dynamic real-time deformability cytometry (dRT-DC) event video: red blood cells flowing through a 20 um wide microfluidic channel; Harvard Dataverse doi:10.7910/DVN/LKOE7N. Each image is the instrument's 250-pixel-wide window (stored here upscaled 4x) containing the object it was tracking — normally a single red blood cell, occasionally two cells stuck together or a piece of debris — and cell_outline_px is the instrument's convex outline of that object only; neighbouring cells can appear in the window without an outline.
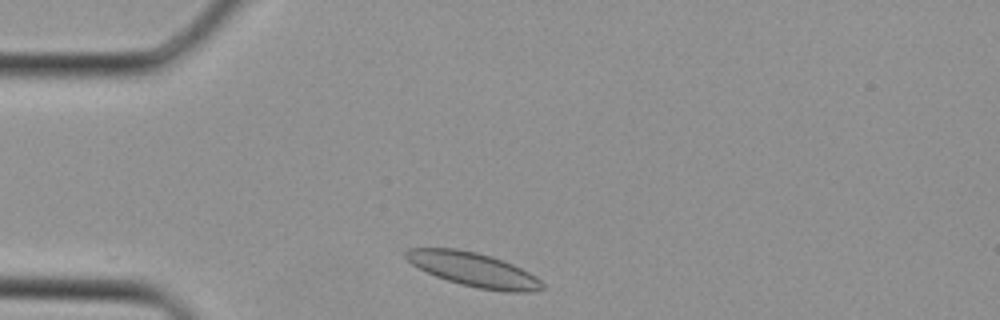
{"species": "Egyptian fruit bat (a non-hibernating species)", "species_latin": "Rousettus aegyptiacus", "temperature_condition": "cold", "stored_images_in_passage": 28, "camera_frame_rate_fps": 3000, "um_per_image_px": 0.085, "animal": {"sex": "female"}, "frame": {"image": 1, "passage_image": 1, "time_ms": 0.0, "image_size_px": [1000, 320], "cell_outline_px": [[544, 288], [532, 292], [504, 292], [476, 288], [460, 284], [436, 276], [412, 264], [404, 256], [404, 252], [408, 248], [456, 248], [476, 252], [492, 256], [512, 264], [536, 276], [544, 284]], "centroid_in_image_um": [40.27, 22.92], "position_along_channel_um": 44.7, "area_um2": 27.05}}
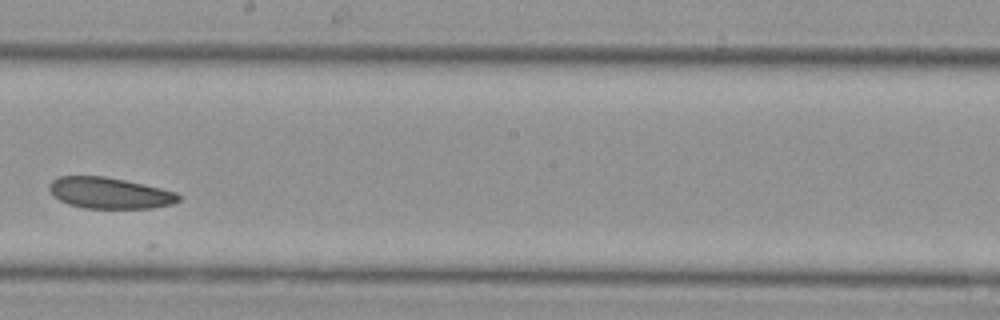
{"frame": {"image": 2, "passage_image": 13, "time_ms": 4.0, "image_size_px": [1000, 320], "cell_outline_px": [[180, 200], [172, 204], [152, 208], [84, 208], [68, 204], [52, 196], [48, 188], [48, 184], [52, 180], [60, 176], [104, 176], [124, 180], [160, 188], [176, 192], [180, 196]], "centroid_in_image_um": [9.27, 16.41], "position_along_channel_um": 238.9, "area_um2": 23.47}}
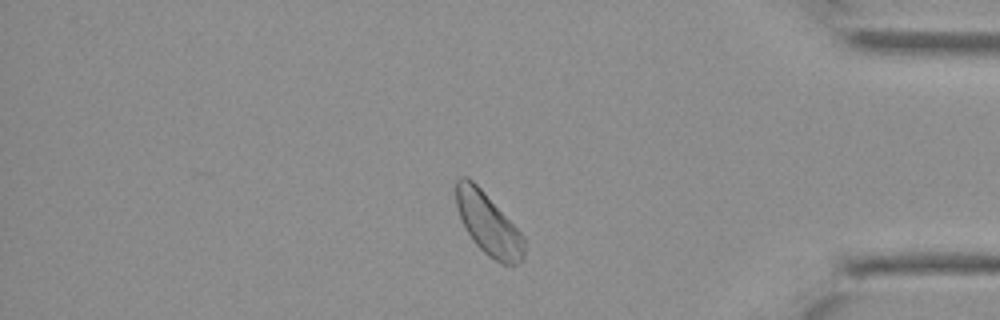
{"frame": {"image": 3, "passage_image": 23, "time_ms": 7.333, "image_size_px": [1000, 320], "cell_outline_px": [[524, 260], [512, 268], [500, 264], [488, 256], [472, 240], [456, 208], [456, 180], [460, 176], [468, 176], [484, 192], [524, 236]], "centroid_in_image_um": [41.53, 19.09], "position_along_channel_um": 393.7, "area_um2": 24.62}}